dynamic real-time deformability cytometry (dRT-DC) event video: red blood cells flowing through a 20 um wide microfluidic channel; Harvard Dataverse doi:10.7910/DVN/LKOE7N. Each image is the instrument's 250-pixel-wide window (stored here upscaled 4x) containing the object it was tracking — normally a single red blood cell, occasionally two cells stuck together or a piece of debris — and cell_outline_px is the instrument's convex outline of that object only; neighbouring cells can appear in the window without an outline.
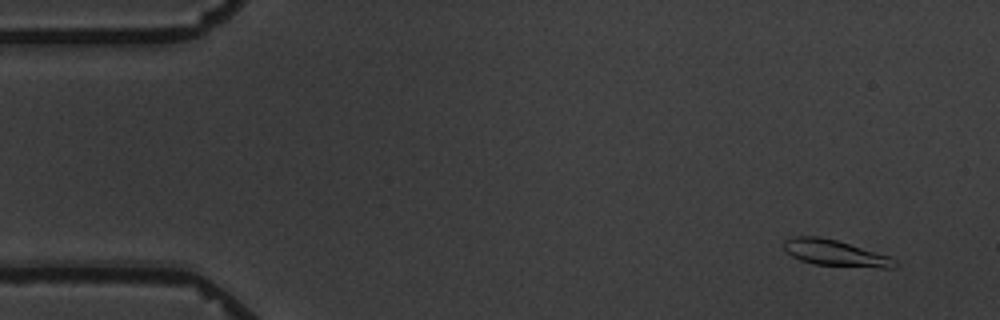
{"species": "common noctule bat (a hibernating species)", "species_latin": "Nyctalus noctula", "temperature_condition": "warm", "stored_images_in_passage": 5, "camera_frame_rate_fps": 3000, "um_per_image_px": 0.085, "animal": {"sex": "male", "body_mass_g": 19.5, "forearm_length_mm": 54.6}, "frame": {"image": 1, "passage_image": 1, "time_ms": 0.0, "image_size_px": [1000, 320], "cell_outline_px": [[896, 264], [892, 268], [880, 268], [812, 264], [800, 260], [792, 256], [784, 248], [784, 240], [796, 236], [820, 236], [836, 240], [888, 256], [896, 260]], "centroid_in_image_um": [70.96, 21.51], "position_along_channel_um": 14.0, "area_um2": 16.65}}